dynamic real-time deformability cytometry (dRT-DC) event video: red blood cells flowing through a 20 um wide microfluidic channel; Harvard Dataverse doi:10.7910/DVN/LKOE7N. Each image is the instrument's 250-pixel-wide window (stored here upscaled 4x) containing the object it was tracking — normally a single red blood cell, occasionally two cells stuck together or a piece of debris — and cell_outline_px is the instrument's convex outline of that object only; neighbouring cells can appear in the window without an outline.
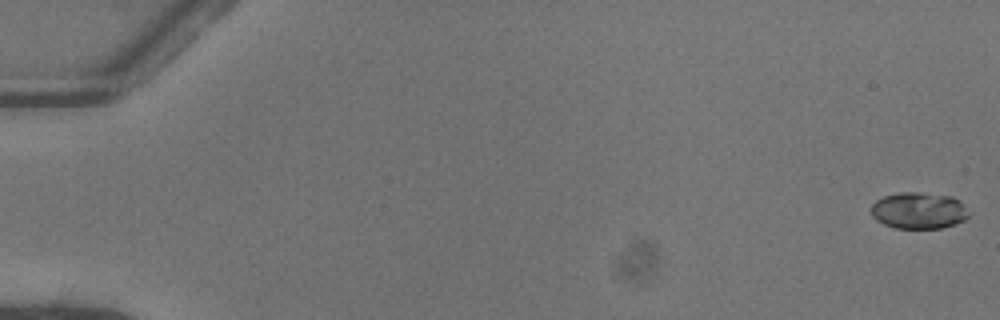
{"species": "common noctule bat (a hibernating species)", "species_latin": "Nyctalus noctula", "temperature_condition": "warm", "stored_images_in_passage": 15, "camera_frame_rate_fps": 3000, "um_per_image_px": 0.085, "animal": {"sex": "female"}, "frame": {"image": 1, "passage_image": 1, "time_ms": 0.0, "image_size_px": [1000, 320], "cell_outline_px": [[968, 216], [964, 220], [956, 224], [940, 228], [896, 228], [884, 224], [876, 220], [872, 216], [872, 204], [876, 200], [884, 196], [900, 192], [920, 192], [952, 196], [960, 200]], "centroid_in_image_um": [78.07, 17.89], "position_along_channel_um": 6.9, "area_um2": 20.69}}